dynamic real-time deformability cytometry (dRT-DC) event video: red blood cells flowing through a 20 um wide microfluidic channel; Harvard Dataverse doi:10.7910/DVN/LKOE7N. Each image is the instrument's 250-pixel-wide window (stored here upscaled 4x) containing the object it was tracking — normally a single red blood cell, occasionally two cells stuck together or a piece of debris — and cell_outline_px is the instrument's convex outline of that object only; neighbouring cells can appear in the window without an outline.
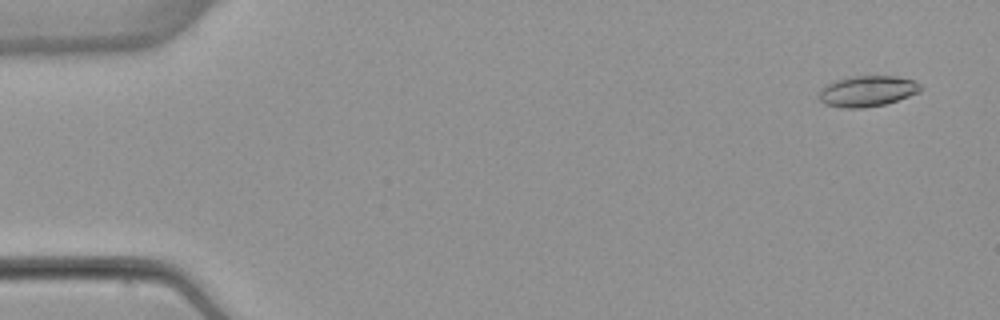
{"species": "common noctule bat (a hibernating species)", "species_latin": "Nyctalus noctula", "temperature_condition": "warm", "stored_images_in_passage": 53, "camera_frame_rate_fps": 3000, "um_per_image_px": 0.085, "animal": {"sex": "female", "body_mass_g": 22.7, "forearm_length_mm": 54.2}, "frame": {"image": 1, "passage_image": 3, "time_ms": 0.667, "image_size_px": [1000, 320], "cell_outline_px": [[924, 88], [920, 92], [884, 104], [864, 108], [840, 108], [824, 104], [820, 100], [820, 88], [836, 80], [856, 76], [896, 76], [916, 80]], "centroid_in_image_um": [73.75, 7.75], "position_along_channel_um": 11.2, "area_um2": 18.26}}
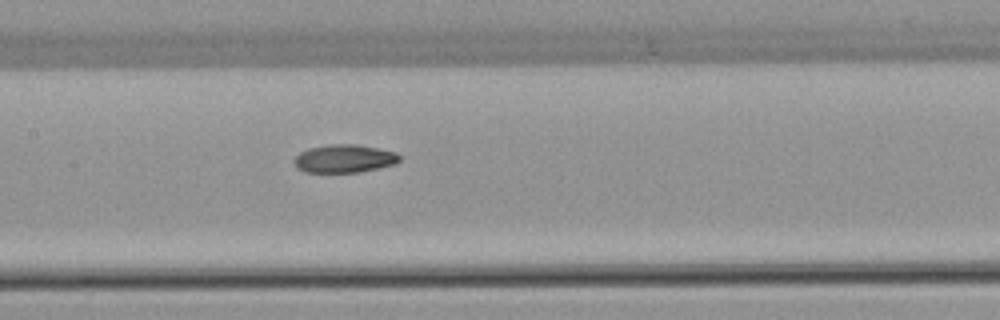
{"frame": {"image": 2, "passage_image": 26, "time_ms": 8.333, "image_size_px": [1000, 320], "cell_outline_px": [[400, 160], [396, 164], [380, 168], [360, 172], [304, 172], [296, 168], [292, 160], [300, 152], [308, 148], [328, 144], [356, 144], [396, 152], [400, 156]], "centroid_in_image_um": [29.25, 13.48], "position_along_channel_um": 178.2, "area_um2": 17.46}}
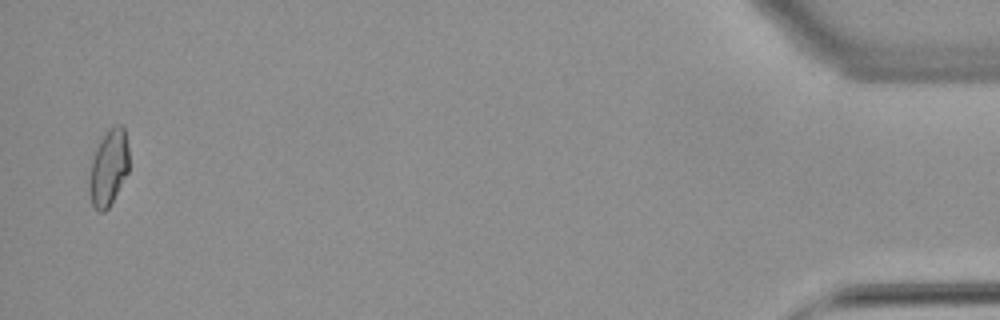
{"frame": {"image": 3, "passage_image": 52, "time_ms": 17.0, "image_size_px": [1000, 320], "cell_outline_px": [[128, 172], [108, 208], [104, 212], [100, 212], [92, 204], [88, 192], [88, 176], [92, 160], [96, 148], [100, 140], [108, 128], [112, 124], [120, 124], [124, 128], [128, 148]], "centroid_in_image_um": [9.21, 14.23], "position_along_channel_um": 426.0, "area_um2": 17.74}, "authors_computed_cell_mechanics": {"area_um2": 17.5134, "velocity_mm_per_s": 3.8985, "shape_relaxation_time_tau1_ms": null, "shape_relaxation_time_tau2_ms": 4.7759, "deformation_change_tau1": null, "deformation_change_tau2": 0.1105}}